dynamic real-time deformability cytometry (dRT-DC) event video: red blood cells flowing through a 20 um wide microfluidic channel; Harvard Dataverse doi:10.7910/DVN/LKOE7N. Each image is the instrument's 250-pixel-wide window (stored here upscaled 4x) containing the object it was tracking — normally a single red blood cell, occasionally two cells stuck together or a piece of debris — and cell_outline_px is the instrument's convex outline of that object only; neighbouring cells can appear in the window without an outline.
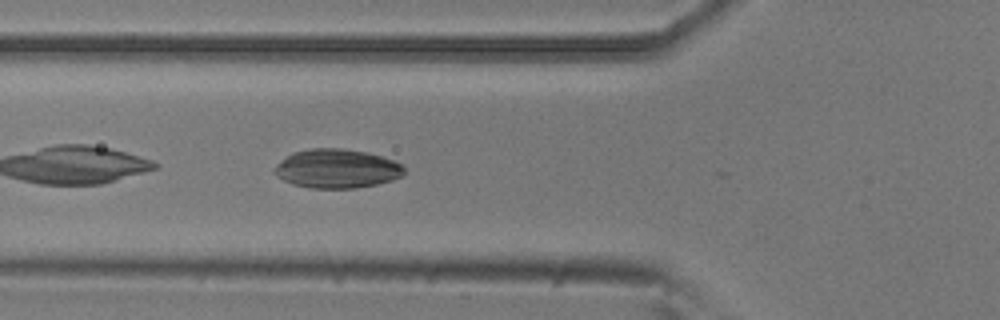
{"species": "common noctule bat (a hibernating species)", "species_latin": "Nyctalus noctula", "temperature_condition": "room temperature", "stored_images_in_passage": 12, "camera_frame_rate_fps": 3000, "um_per_image_px": 0.085, "animal": {"sex": "male", "body_mass_g": 20.5, "forearm_length_mm": 52.5}, "frame": {"image": 1, "passage_image": 4, "time_ms": 1.0, "image_size_px": [1000, 320], "cell_outline_px": [[404, 172], [400, 176], [392, 180], [376, 184], [356, 188], [312, 188], [292, 184], [276, 176], [272, 172], [272, 168], [280, 160], [292, 152], [312, 148], [340, 148], [364, 152], [380, 156], [392, 160], [400, 164], [404, 168]], "centroid_in_image_um": [28.56, 14.33], "position_along_channel_um": 97.2, "area_um2": 29.42}}
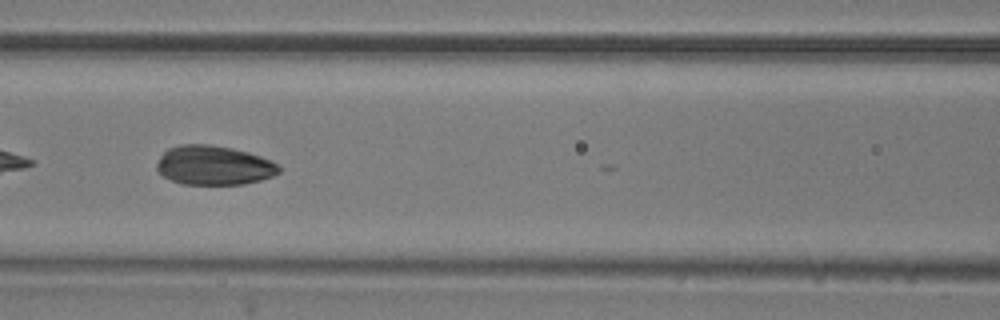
{"frame": {"image": 2, "passage_image": 8, "time_ms": 2.333, "image_size_px": [1000, 320], "cell_outline_px": [[280, 172], [272, 176], [260, 180], [244, 184], [184, 184], [172, 180], [156, 172], [156, 164], [160, 156], [168, 148], [180, 144], [212, 144], [232, 148], [248, 152], [272, 160], [280, 168]], "centroid_in_image_um": [18.16, 14.04], "position_along_channel_um": 148.4, "area_um2": 28.09}}
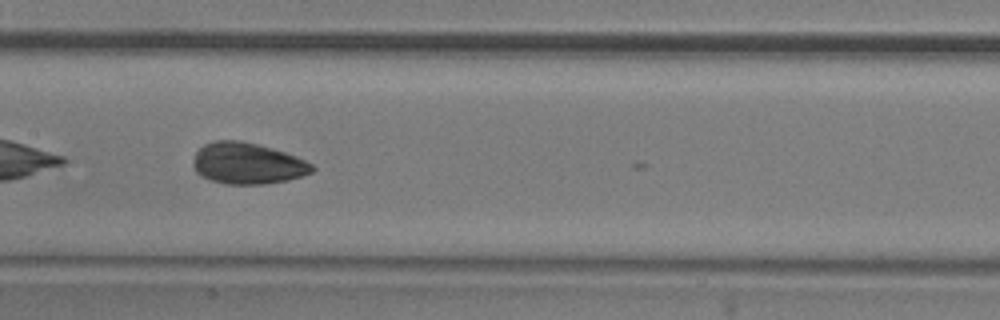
{"frame": {"image": 3, "passage_image": 11, "time_ms": 3.333, "image_size_px": [1000, 320], "cell_outline_px": [[316, 168], [312, 172], [288, 180], [264, 184], [228, 184], [212, 180], [196, 172], [192, 164], [196, 152], [204, 144], [212, 140], [240, 140], [272, 148], [296, 156], [312, 164]], "centroid_in_image_um": [21.03, 13.88], "position_along_channel_um": 186.4, "area_um2": 28.5}}